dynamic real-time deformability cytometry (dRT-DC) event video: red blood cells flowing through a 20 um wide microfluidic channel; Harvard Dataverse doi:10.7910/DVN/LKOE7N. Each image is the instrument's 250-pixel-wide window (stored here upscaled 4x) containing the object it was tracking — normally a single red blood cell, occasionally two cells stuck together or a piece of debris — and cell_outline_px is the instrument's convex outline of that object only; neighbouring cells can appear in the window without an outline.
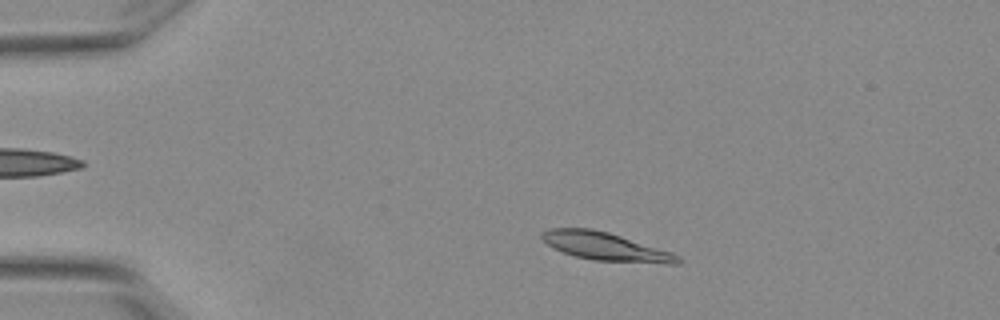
{"species": "Egyptian fruit bat (a non-hibernating species)", "species_latin": "Rousettus aegyptiacus", "temperature_condition": "warm", "stored_images_in_passage": 2, "camera_frame_rate_fps": 3000, "um_per_image_px": 0.085, "animal": {"sex": "female"}, "frame": {"image": 1, "passage_image": 1, "time_ms": 0.0, "image_size_px": [1000, 320], "cell_outline_px": [[684, 260], [680, 264], [668, 264], [592, 260], [576, 256], [564, 252], [548, 244], [540, 236], [540, 232], [548, 228], [592, 228], [608, 232], [672, 252], [680, 256]], "centroid_in_image_um": [51.52, 20.96], "position_along_channel_um": 33.5, "area_um2": 22.31}}